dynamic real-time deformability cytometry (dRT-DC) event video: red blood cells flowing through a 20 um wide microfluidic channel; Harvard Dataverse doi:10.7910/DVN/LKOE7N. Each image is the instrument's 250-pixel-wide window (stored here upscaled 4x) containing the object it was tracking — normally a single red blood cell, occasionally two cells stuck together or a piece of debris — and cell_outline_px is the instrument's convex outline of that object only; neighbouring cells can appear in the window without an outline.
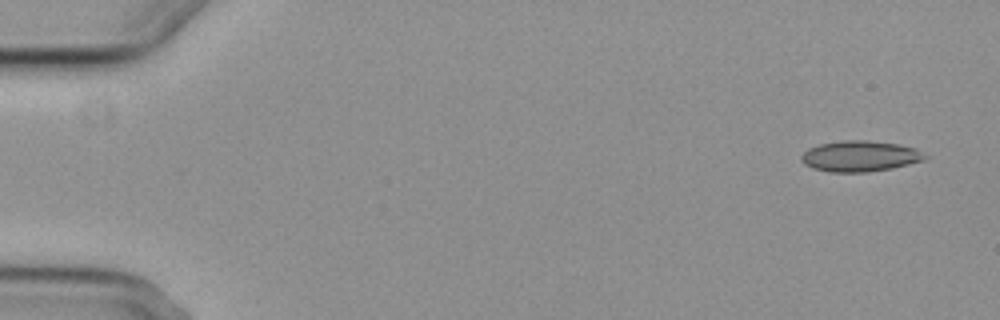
{"species": "common noctule bat (a hibernating species)", "species_latin": "Nyctalus noctula", "temperature_condition": "cold", "stored_images_in_passage": 6, "camera_frame_rate_fps": 3000, "um_per_image_px": 0.085, "animal": {"sex": "female", "body_mass_g": 29.2, "forearm_length_mm": 56.3}, "frame": {"image": 1, "passage_image": 1, "time_ms": 0.0, "image_size_px": [1000, 320], "cell_outline_px": [[928, 156], [924, 160], [892, 168], [868, 172], [828, 172], [812, 168], [804, 164], [800, 160], [800, 156], [808, 148], [820, 144], [844, 140], [868, 140], [900, 144], [916, 148]], "centroid_in_image_um": [73.09, 13.27], "position_along_channel_um": 11.9, "area_um2": 22.37}}